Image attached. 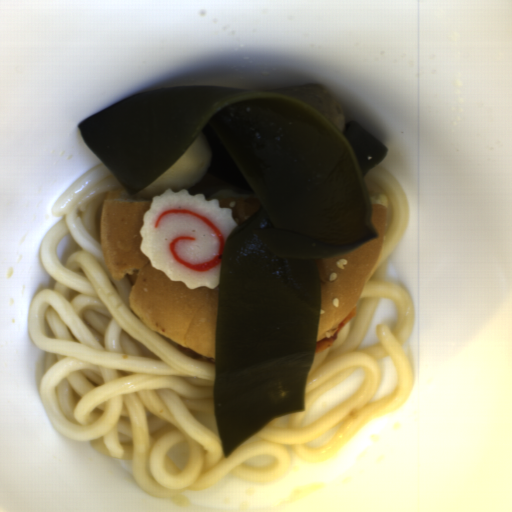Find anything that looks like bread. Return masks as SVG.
<instances>
[{"mask_svg": "<svg viewBox=\"0 0 512 512\" xmlns=\"http://www.w3.org/2000/svg\"><path fill=\"white\" fill-rule=\"evenodd\" d=\"M152 202L153 197L139 192L130 196L123 186L107 192L100 228L103 261L116 281L139 270L131 285L129 307L150 329L177 345L216 358L220 284L215 289H190L184 281H171L152 266L141 251L140 235L143 216Z\"/></svg>", "mask_w": 512, "mask_h": 512, "instance_id": "1", "label": "bread"}, {"mask_svg": "<svg viewBox=\"0 0 512 512\" xmlns=\"http://www.w3.org/2000/svg\"><path fill=\"white\" fill-rule=\"evenodd\" d=\"M368 198L376 236L354 249L317 261L320 307L315 342L334 335L355 308L381 254L389 201L384 193Z\"/></svg>", "mask_w": 512, "mask_h": 512, "instance_id": "2", "label": "bread"}, {"mask_svg": "<svg viewBox=\"0 0 512 512\" xmlns=\"http://www.w3.org/2000/svg\"><path fill=\"white\" fill-rule=\"evenodd\" d=\"M205 199L219 200V207H228L231 217L239 225L242 221L258 213V198L240 188H213L202 193Z\"/></svg>", "mask_w": 512, "mask_h": 512, "instance_id": "3", "label": "bread"}]
</instances>
